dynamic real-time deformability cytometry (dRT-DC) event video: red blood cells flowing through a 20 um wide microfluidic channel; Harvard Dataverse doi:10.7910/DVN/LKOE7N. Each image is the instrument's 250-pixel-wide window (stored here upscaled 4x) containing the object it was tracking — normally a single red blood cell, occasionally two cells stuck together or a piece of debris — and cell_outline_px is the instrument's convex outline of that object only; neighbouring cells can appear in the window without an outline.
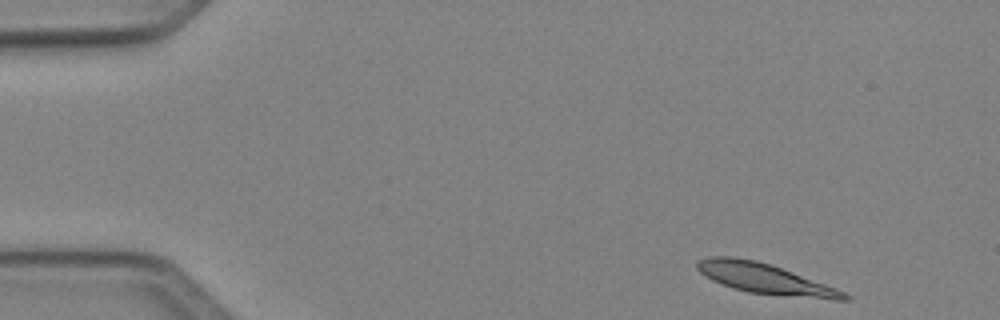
{"species": "Egyptian fruit bat (a non-hibernating species)", "species_latin": "Rousettus aegyptiacus", "temperature_condition": "cold", "stored_images_in_passage": 46, "camera_frame_rate_fps": 3000, "um_per_image_px": 0.085, "animal": {"sex": "female"}, "frame": {"image": 1, "passage_image": 1, "time_ms": 0.0, "image_size_px": [1000, 320], "cell_outline_px": [[848, 300], [836, 300], [748, 292], [732, 288], [712, 280], [704, 276], [696, 268], [696, 260], [708, 256], [732, 256], [756, 260], [772, 264], [836, 288], [844, 292], [848, 296]], "centroid_in_image_um": [64.95, 23.66], "position_along_channel_um": 20.1, "area_um2": 25.89}}
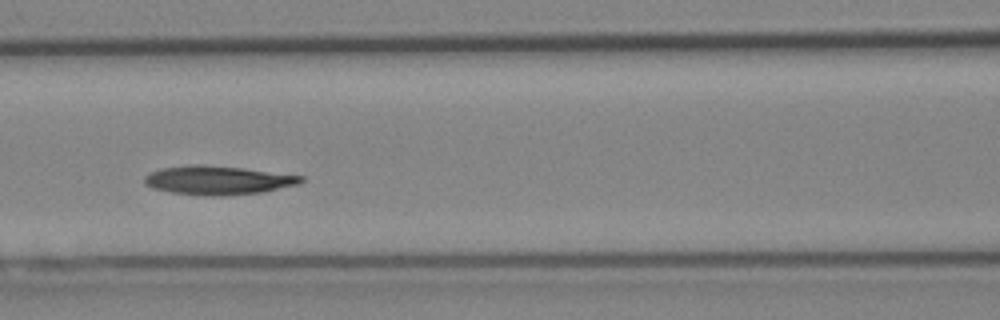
{"frame": {"image": 2, "passage_image": 18, "time_ms": 5.667, "image_size_px": [1000, 320], "cell_outline_px": [[304, 180], [300, 184], [264, 192], [224, 196], [204, 196], [172, 192], [152, 188], [144, 184], [144, 176], [160, 168], [192, 164], [200, 164], [244, 168], [304, 176]], "centroid_in_image_um": [18.53, 15.32], "position_along_channel_um": 148.1, "area_um2": 26.53}}
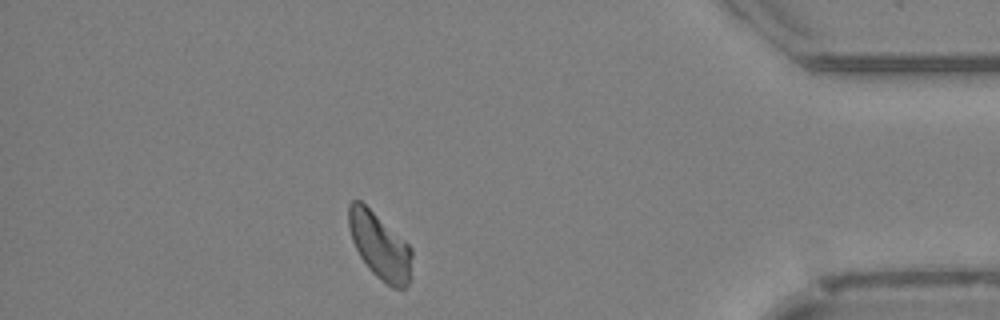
{"frame": {"image": 3, "passage_image": 40, "time_ms": 13.0, "image_size_px": [1000, 320], "cell_outline_px": [[412, 280], [404, 288], [392, 288], [380, 280], [368, 268], [360, 256], [352, 240], [348, 228], [348, 204], [352, 200], [360, 200], [404, 240], [412, 248]], "centroid_in_image_um": [32.3, 20.94], "position_along_channel_um": 402.9, "area_um2": 24.57}, "authors_computed_cell_mechanics": {"area_um2": 25.6632, "velocity_mm_per_s": 4.0229, "shape_relaxation_time_tau1_ms": 4.625, "shape_relaxation_time_tau2_ms": null, "deformation_change_tau1": 0.1067, "deformation_change_tau2": null}}